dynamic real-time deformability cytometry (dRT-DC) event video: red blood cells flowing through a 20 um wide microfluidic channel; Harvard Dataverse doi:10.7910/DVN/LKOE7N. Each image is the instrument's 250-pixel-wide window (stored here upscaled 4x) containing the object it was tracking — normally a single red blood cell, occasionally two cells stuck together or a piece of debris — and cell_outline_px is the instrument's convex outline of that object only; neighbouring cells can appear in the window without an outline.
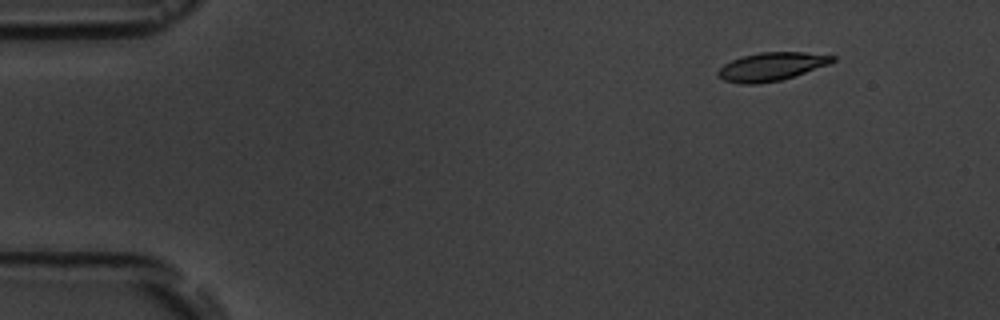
{"species": "common noctule bat (a hibernating species)", "species_latin": "Nyctalus noctula", "temperature_condition": "room temperature", "stored_images_in_passage": 5, "camera_frame_rate_fps": 3000, "um_per_image_px": 0.085, "animal": {"sex": "male", "body_mass_g": 19.5, "forearm_length_mm": 54.6}, "frame": {"image": 1, "passage_image": 2, "time_ms": 1.333, "image_size_px": [1000, 320], "cell_outline_px": [[836, 60], [828, 64], [780, 80], [756, 84], [740, 84], [724, 80], [716, 76], [716, 72], [724, 64], [732, 60], [744, 56], [760, 52], [804, 52], [836, 56]], "centroid_in_image_um": [65.53, 5.66], "position_along_channel_um": 19.5, "area_um2": 18.67}}
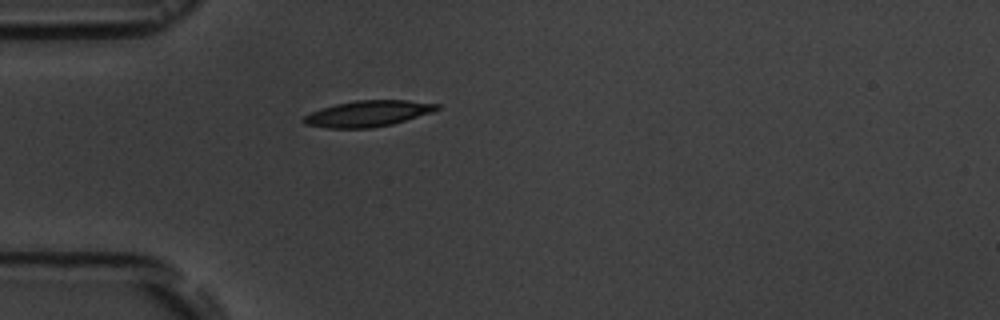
{"frame": {"image": 2, "passage_image": 5, "time_ms": 4.667, "image_size_px": [1000, 320], "cell_outline_px": [[440, 108], [432, 112], [392, 124], [372, 128], [328, 128], [304, 124], [300, 120], [304, 116], [320, 108], [336, 104], [356, 100], [408, 100], [440, 104]], "centroid_in_image_um": [31.25, 9.65], "position_along_channel_um": 53.7, "area_um2": 20.23}}